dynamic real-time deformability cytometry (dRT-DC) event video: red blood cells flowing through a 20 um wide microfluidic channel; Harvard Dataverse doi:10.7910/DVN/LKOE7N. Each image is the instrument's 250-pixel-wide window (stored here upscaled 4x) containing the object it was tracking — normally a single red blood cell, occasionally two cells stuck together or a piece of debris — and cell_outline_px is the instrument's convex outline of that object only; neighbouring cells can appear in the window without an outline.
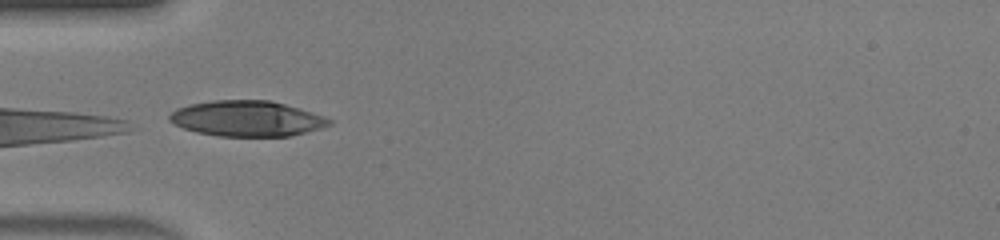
{"species": "human", "species_latin": "Homo sapiens", "temperature_condition": "warm", "stored_images_in_passage": 20, "camera_frame_rate_fps": 3000, "um_per_image_px": 0.085, "donor": {"sex": "male"}, "frame": {"image": 1, "passage_image": 1, "time_ms": 0.0, "image_size_px": [1000, 240], "cell_outline_px": [[332, 124], [320, 128], [292, 136], [216, 136], [196, 132], [184, 128], [168, 120], [168, 116], [176, 108], [188, 104], [212, 100], [272, 100], [300, 108], [324, 116], [332, 120]], "centroid_in_image_um": [20.99, 10.07], "position_along_channel_um": 64.0, "area_um2": 33.29}}